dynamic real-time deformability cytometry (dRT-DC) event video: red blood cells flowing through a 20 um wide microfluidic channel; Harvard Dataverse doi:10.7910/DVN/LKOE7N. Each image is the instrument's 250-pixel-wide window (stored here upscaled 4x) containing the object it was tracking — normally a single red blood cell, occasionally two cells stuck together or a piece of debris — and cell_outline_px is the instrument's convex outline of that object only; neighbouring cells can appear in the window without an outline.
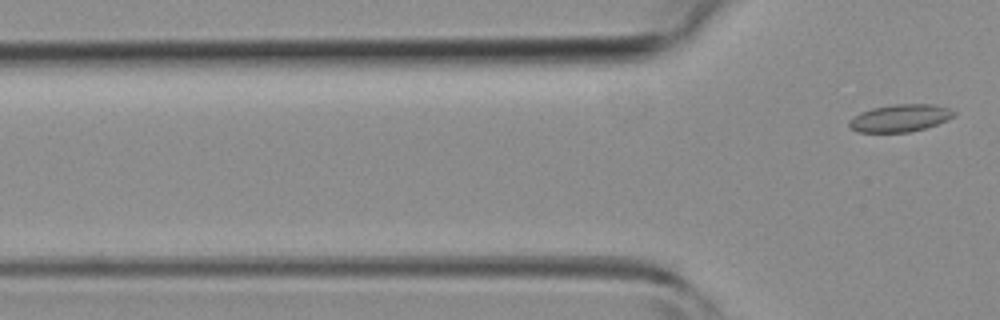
{"species": "common noctule bat (a hibernating species)", "species_latin": "Nyctalus noctula", "temperature_condition": "room temperature", "stored_images_in_passage": 6, "segment_of_instrument_passage": [2, 2], "camera_frame_rate_fps": 3000, "um_per_image_px": 0.085, "animal": {"sex": "female", "body_mass_g": 19.3, "forearm_length_mm": 54.1}, "frame": {"image": 1, "passage_image": 6, "time_ms": 6.667, "image_size_px": [1000, 320], "cell_outline_px": [[956, 116], [948, 120], [924, 128], [908, 132], [856, 132], [848, 124], [848, 120], [860, 112], [872, 108], [896, 104], [932, 104], [948, 108], [956, 112]], "centroid_in_image_um": [76.51, 10.03], "position_along_channel_um": 49.3, "area_um2": 16.7}}